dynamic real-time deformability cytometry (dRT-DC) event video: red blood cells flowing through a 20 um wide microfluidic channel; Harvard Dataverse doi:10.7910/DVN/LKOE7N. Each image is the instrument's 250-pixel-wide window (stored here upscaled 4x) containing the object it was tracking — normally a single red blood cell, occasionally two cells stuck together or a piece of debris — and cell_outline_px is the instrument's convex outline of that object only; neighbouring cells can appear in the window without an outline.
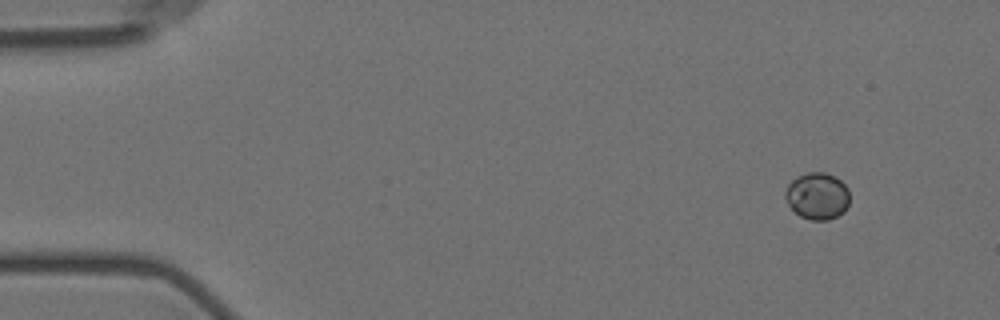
{"species": "Egyptian fruit bat (a non-hibernating species)", "species_latin": "Rousettus aegyptiacus", "temperature_condition": "room temperature", "stored_images_in_passage": 7, "camera_frame_rate_fps": 3000, "um_per_image_px": 0.085, "animal": {"sex": "female"}, "frame": {"image": 1, "passage_image": 1, "time_ms": 0.0, "image_size_px": [1000, 320], "cell_outline_px": [[848, 204], [844, 212], [828, 220], [812, 220], [800, 216], [788, 204], [784, 196], [784, 192], [788, 184], [796, 176], [808, 172], [824, 172], [836, 176], [848, 188]], "centroid_in_image_um": [69.46, 16.64], "position_along_channel_um": 15.5, "area_um2": 17.63}}
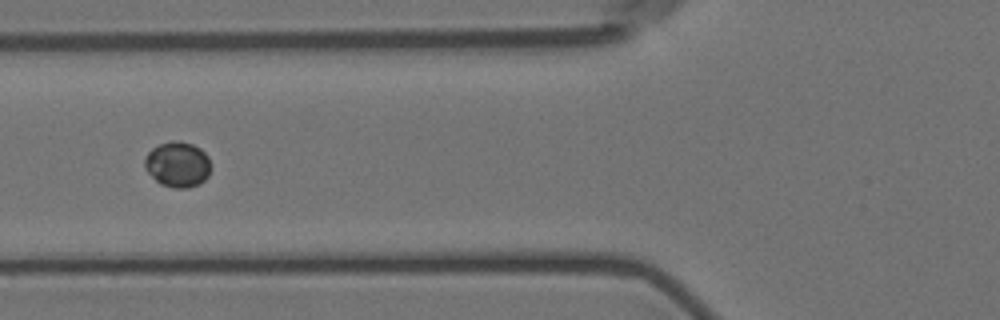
{"frame": {"image": 2, "passage_image": 6, "time_ms": 5.667, "image_size_px": [1000, 320], "cell_outline_px": [[208, 176], [200, 184], [188, 188], [172, 188], [160, 184], [144, 168], [144, 160], [148, 152], [152, 148], [160, 144], [172, 140], [180, 140], [192, 144], [200, 148], [208, 156]], "centroid_in_image_um": [15.07, 13.97], "position_along_channel_um": 110.7, "area_um2": 17.51}}
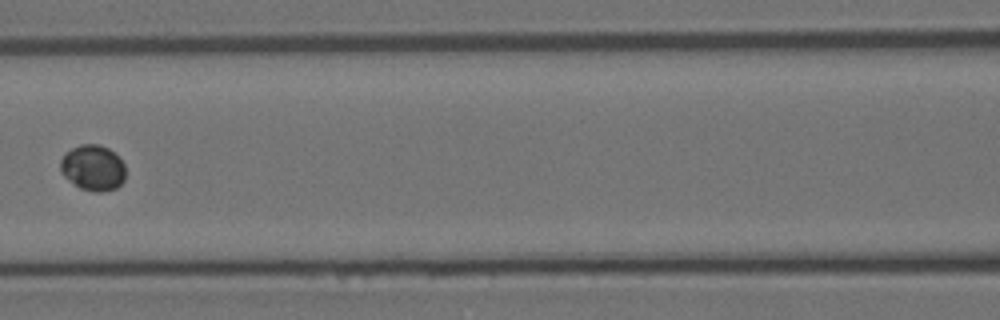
{"frame": {"image": 3, "passage_image": 7, "time_ms": 7.0, "image_size_px": [1000, 320], "cell_outline_px": [[124, 180], [116, 188], [104, 192], [92, 192], [80, 188], [64, 176], [60, 168], [60, 160], [72, 148], [80, 144], [100, 144], [108, 148], [120, 156], [124, 164]], "centroid_in_image_um": [7.92, 14.26], "position_along_channel_um": 158.7, "area_um2": 17.4}}